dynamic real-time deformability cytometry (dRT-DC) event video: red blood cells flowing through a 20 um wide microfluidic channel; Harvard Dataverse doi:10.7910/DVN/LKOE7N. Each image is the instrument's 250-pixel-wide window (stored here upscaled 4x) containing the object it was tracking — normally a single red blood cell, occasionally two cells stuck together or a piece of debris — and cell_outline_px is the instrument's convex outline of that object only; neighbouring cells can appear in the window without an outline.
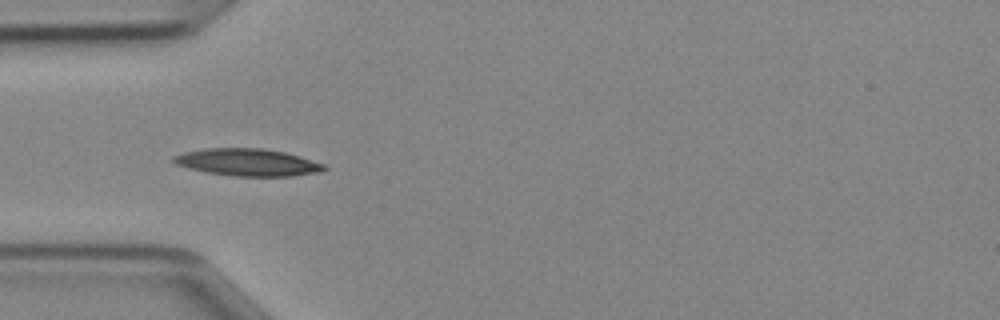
{"species": "Egyptian fruit bat (a non-hibernating species)", "species_latin": "Rousettus aegyptiacus", "temperature_condition": "cold", "stored_images_in_passage": 28, "camera_frame_rate_fps": 3000, "um_per_image_px": 0.085, "animal": {"sex": "female"}, "frame": {"image": 1, "passage_image": 1, "time_ms": 0.0, "image_size_px": [1000, 320], "cell_outline_px": [[328, 168], [320, 172], [292, 176], [232, 176], [208, 172], [188, 168], [176, 164], [172, 160], [172, 156], [184, 152], [208, 148], [264, 148], [284, 152], [300, 156], [324, 164]], "centroid_in_image_um": [21.06, 13.79], "position_along_channel_um": 63.9, "area_um2": 23.87}}
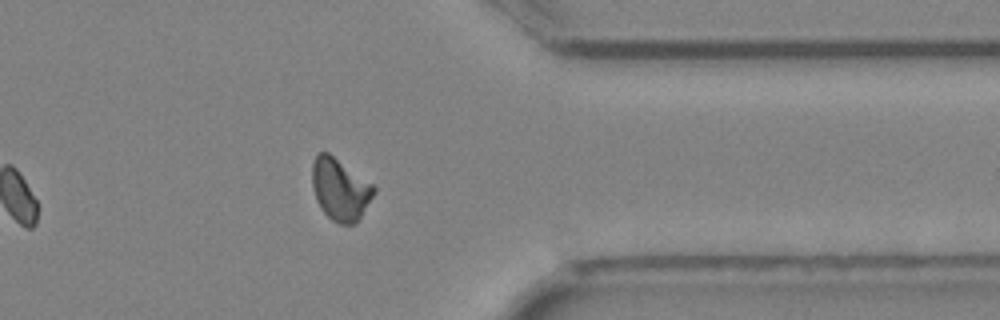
{"frame": {"image": 2, "passage_image": 24, "time_ms": 7.667, "image_size_px": [1000, 320], "cell_outline_px": [[376, 192], [356, 224], [340, 224], [332, 220], [320, 208], [316, 200], [312, 184], [312, 164], [316, 156], [320, 152], [328, 152], [372, 184], [376, 188]], "centroid_in_image_um": [28.91, 16.11], "position_along_channel_um": 382.5, "area_um2": 22.14}}